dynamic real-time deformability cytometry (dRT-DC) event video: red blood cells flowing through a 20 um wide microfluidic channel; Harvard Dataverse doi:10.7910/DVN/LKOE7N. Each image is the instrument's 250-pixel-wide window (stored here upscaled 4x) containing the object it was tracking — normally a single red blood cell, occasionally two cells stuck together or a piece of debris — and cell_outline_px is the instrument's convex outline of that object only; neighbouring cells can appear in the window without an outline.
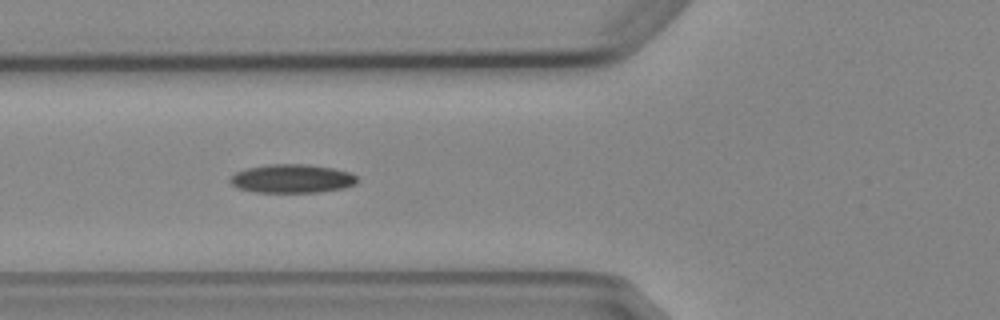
{"species": "Egyptian fruit bat (a non-hibernating species)", "species_latin": "Rousettus aegyptiacus", "temperature_condition": "cold", "stored_images_in_passage": 7, "camera_frame_rate_fps": 3000, "um_per_image_px": 0.085, "animal": {"sex": "female"}, "frame": {"image": 1, "passage_image": 5, "time_ms": 5.333, "image_size_px": [1000, 320], "cell_outline_px": [[356, 184], [344, 188], [320, 192], [256, 192], [236, 188], [228, 180], [236, 172], [244, 168], [268, 164], [304, 164], [332, 168], [348, 172], [356, 176]], "centroid_in_image_um": [24.78, 15.18], "position_along_channel_um": 101.0, "area_um2": 21.21}}
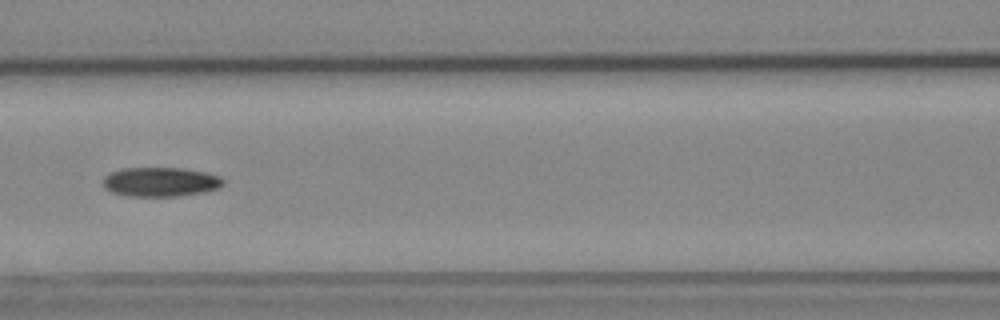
{"frame": {"image": 2, "passage_image": 6, "time_ms": 6.667, "image_size_px": [1000, 320], "cell_outline_px": [[224, 184], [220, 188], [204, 192], [176, 196], [128, 196], [112, 192], [104, 188], [104, 176], [120, 168], [184, 168], [204, 172], [220, 176], [224, 180]], "centroid_in_image_um": [13.66, 15.46], "position_along_channel_um": 152.9, "area_um2": 20.58}}